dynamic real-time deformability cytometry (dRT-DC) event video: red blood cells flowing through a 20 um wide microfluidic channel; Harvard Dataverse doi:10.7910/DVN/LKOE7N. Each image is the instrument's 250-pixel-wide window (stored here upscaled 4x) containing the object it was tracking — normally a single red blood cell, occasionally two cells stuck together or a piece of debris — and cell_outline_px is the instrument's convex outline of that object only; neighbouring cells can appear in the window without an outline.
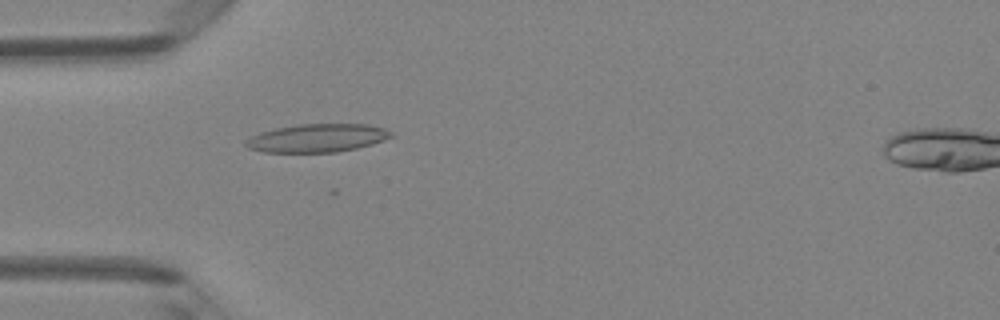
{"species": "Egyptian fruit bat (a non-hibernating species)", "species_latin": "Rousettus aegyptiacus", "temperature_condition": "room temperature", "stored_images_in_passage": 46, "camera_frame_rate_fps": 3000, "um_per_image_px": 0.085, "animal": {"sex": "female"}, "frame": {"image": 1, "passage_image": 15, "time_ms": 4.667, "image_size_px": [1000, 320], "cell_outline_px": [[392, 136], [384, 140], [372, 144], [356, 148], [336, 152], [264, 152], [248, 148], [244, 144], [244, 140], [260, 132], [276, 128], [300, 124], [368, 124], [384, 128], [392, 132]], "centroid_in_image_um": [26.95, 11.73], "position_along_channel_um": 58.0, "area_um2": 23.87}}
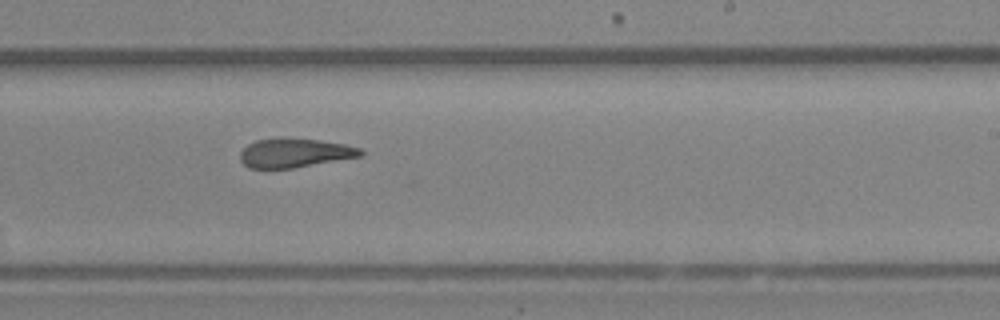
{"frame": {"image": 2, "passage_image": 30, "time_ms": 9.667, "image_size_px": [1000, 320], "cell_outline_px": [[364, 156], [292, 168], [248, 168], [240, 160], [240, 152], [248, 144], [256, 140], [320, 140], [344, 144], [360, 148], [364, 152]], "centroid_in_image_um": [25.09, 13.03], "position_along_channel_um": 263.9, "area_um2": 19.83}}
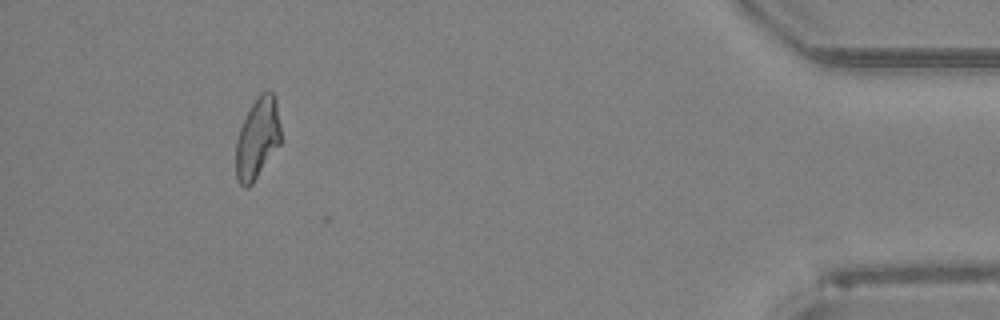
{"frame": {"image": 3, "passage_image": 45, "time_ms": 14.667, "image_size_px": [1000, 320], "cell_outline_px": [[280, 144], [252, 184], [248, 188], [244, 188], [236, 180], [236, 140], [240, 128], [252, 104], [260, 92], [268, 88], [272, 92], [276, 100], [280, 124]], "centroid_in_image_um": [21.88, 11.76], "position_along_channel_um": 413.3, "area_um2": 21.21}, "authors_computed_cell_mechanics": {"area_um2": 21.5305, "velocity_mm_per_s": 4.2062, "shape_relaxation_time_tau1_ms": null, "shape_relaxation_time_tau2_ms": 1.9154, "deformation_change_tau1": null, "deformation_change_tau2": 0.1029}}